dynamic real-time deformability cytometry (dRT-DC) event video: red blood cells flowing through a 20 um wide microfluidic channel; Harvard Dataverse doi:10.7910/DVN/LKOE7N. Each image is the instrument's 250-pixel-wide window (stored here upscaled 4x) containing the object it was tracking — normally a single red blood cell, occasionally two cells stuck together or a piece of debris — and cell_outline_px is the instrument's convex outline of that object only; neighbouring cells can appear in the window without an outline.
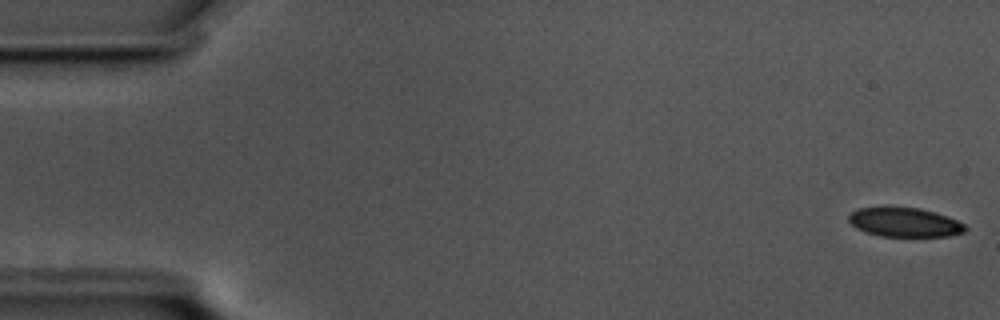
{"species": "common noctule bat (a hibernating species)", "species_latin": "Nyctalus noctula", "temperature_condition": "cold", "stored_images_in_passage": 58, "camera_frame_rate_fps": 3000, "um_per_image_px": 0.085, "animal": {"sex": "male", "body_mass_g": 17.5, "forearm_length_mm": 52.3}, "frame": {"image": 1, "passage_image": 1, "time_ms": 0.0, "image_size_px": [1000, 320], "cell_outline_px": [[968, 228], [964, 232], [948, 236], [880, 236], [856, 228], [848, 220], [848, 216], [856, 208], [884, 204], [888, 204], [920, 208], [948, 216], [964, 224]], "centroid_in_image_um": [76.84, 18.84], "position_along_channel_um": 8.2, "area_um2": 20.52}}
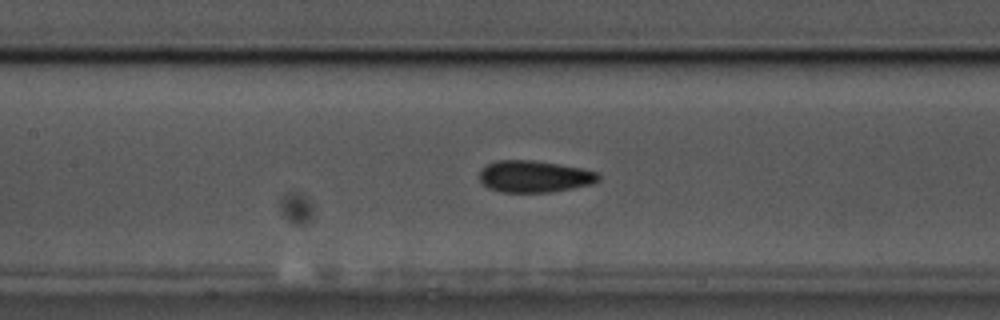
{"frame": {"image": 2, "passage_image": 26, "time_ms": 8.333, "image_size_px": [1000, 320], "cell_outline_px": [[600, 180], [592, 184], [552, 192], [500, 192], [488, 188], [480, 180], [480, 168], [496, 160], [532, 160], [580, 168], [596, 172], [600, 176]], "centroid_in_image_um": [45.4, 15.0], "position_along_channel_um": 162.0, "area_um2": 21.96}}
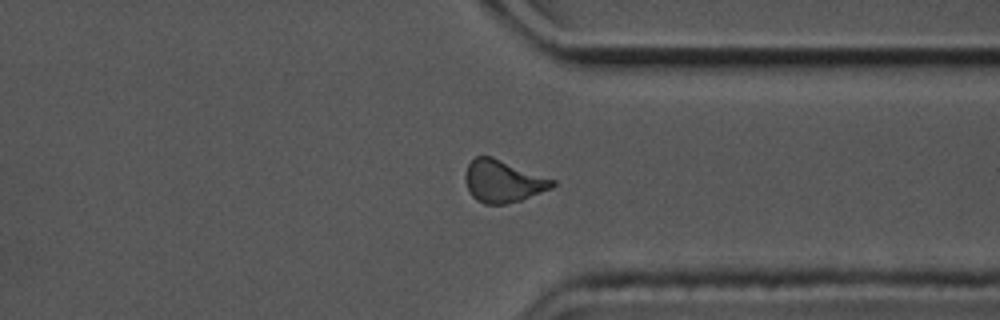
{"frame": {"image": 3, "passage_image": 44, "time_ms": 14.333, "image_size_px": [1000, 320], "cell_outline_px": [[556, 184], [552, 188], [520, 200], [504, 204], [484, 204], [476, 200], [472, 196], [464, 180], [464, 176], [468, 164], [476, 156], [492, 156], [556, 180]], "centroid_in_image_um": [42.75, 15.4], "position_along_channel_um": 368.7, "area_um2": 21.44}, "authors_computed_cell_mechanics": {"area_um2": 21.6461, "velocity_mm_per_s": 3.464, "shape_relaxation_time_tau1_ms": 7.4118, "shape_relaxation_time_tau2_ms": 2.6264, "deformation_change_tau1": 0.1086, "deformation_change_tau2": 0.0721}}